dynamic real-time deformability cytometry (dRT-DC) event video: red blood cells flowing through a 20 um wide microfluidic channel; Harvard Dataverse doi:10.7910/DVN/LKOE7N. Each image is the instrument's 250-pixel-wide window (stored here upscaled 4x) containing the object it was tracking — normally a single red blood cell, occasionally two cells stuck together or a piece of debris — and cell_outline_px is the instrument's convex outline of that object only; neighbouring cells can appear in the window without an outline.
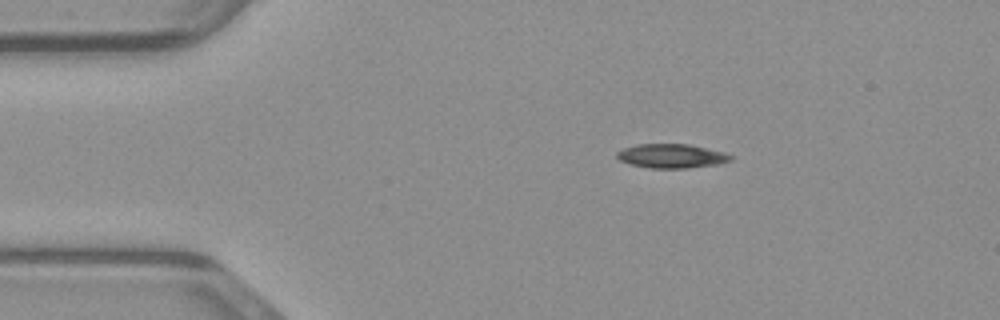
{"species": "common noctule bat (a hibernating species)", "species_latin": "Nyctalus noctula", "temperature_condition": "warm", "stored_images_in_passage": 41, "camera_frame_rate_fps": 3000, "um_per_image_px": 0.085, "animal": {"sex": "male", "body_mass_g": 23.1, "forearm_length_mm": 52.7}, "frame": {"image": 1, "passage_image": 1, "time_ms": 0.0, "image_size_px": [1000, 320], "cell_outline_px": [[736, 156], [732, 160], [720, 164], [688, 168], [648, 168], [628, 164], [620, 160], [616, 156], [616, 152], [624, 148], [636, 144], [688, 144], [724, 152]], "centroid_in_image_um": [57.1, 13.26], "position_along_channel_um": 27.9, "area_um2": 16.18}}
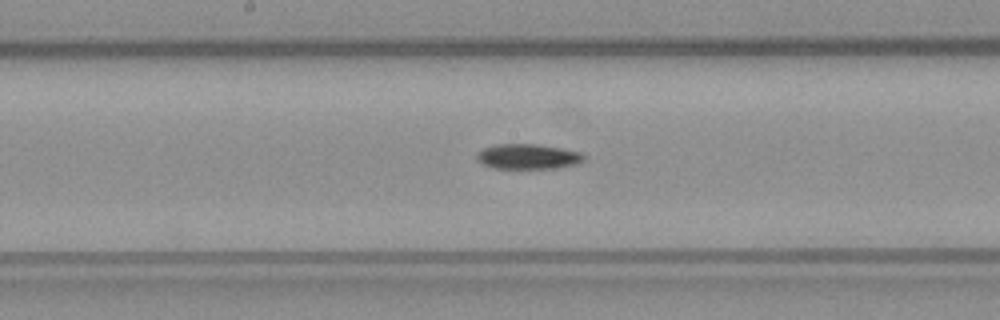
{"frame": {"image": 2, "passage_image": 17, "time_ms": 5.333, "image_size_px": [1000, 320], "cell_outline_px": [[588, 156], [584, 160], [576, 164], [556, 168], [492, 168], [476, 160], [476, 152], [484, 148], [496, 144], [536, 144], [564, 148], [584, 152]], "centroid_in_image_um": [44.92, 13.29], "position_along_channel_um": 203.3, "area_um2": 15.95}}
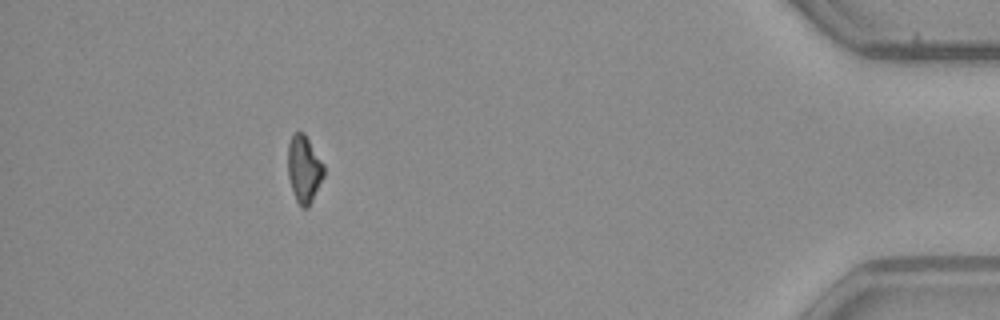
{"frame": {"image": 3, "passage_image": 36, "time_ms": 11.667, "image_size_px": [1000, 320], "cell_outline_px": [[324, 176], [308, 208], [300, 208], [296, 200], [288, 176], [288, 144], [292, 136], [296, 132], [304, 132], [324, 164]], "centroid_in_image_um": [25.85, 14.37], "position_along_channel_um": 409.4, "area_um2": 14.05}}